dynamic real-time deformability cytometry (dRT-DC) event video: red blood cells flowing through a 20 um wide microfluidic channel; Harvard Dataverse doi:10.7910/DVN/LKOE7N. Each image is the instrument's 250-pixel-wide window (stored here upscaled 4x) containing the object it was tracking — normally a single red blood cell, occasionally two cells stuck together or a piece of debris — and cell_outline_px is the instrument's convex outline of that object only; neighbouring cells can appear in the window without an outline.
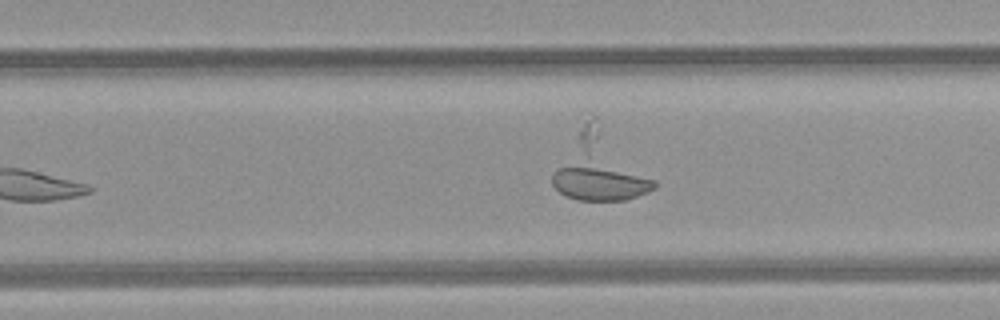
{"species": "common noctule bat (a hibernating species)", "species_latin": "Nyctalus noctula", "temperature_condition": "room temperature", "stored_images_in_passage": 32, "segment_of_instrument_passage": [3, 3], "camera_frame_rate_fps": 3000, "um_per_image_px": 0.085, "animal": {"sex": "female", "body_mass_g": 21.9}, "frame": {"image": 1, "passage_image": 21, "time_ms": 6.667, "image_size_px": [1000, 320], "cell_outline_px": [[656, 188], [648, 192], [624, 200], [576, 200], [564, 196], [552, 184], [552, 172], [560, 168], [584, 164], [656, 180]], "centroid_in_image_um": [50.94, 15.61], "position_along_channel_um": 278.9, "area_um2": 19.88}}